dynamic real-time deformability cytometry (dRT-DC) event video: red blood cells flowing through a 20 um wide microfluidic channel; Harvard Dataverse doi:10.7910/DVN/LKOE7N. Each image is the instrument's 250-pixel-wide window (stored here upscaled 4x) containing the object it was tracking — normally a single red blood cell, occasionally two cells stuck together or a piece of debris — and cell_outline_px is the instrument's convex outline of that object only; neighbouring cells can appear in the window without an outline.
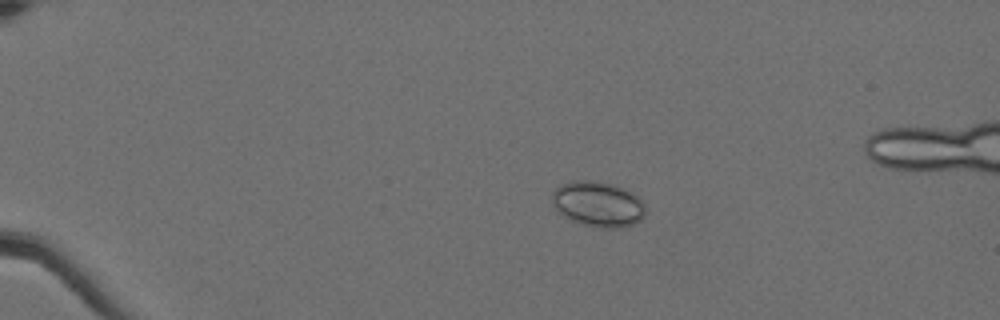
{"species": "Egyptian fruit bat (a non-hibernating species)", "species_latin": "Rousettus aegyptiacus", "temperature_condition": "cold", "stored_images_in_passage": 61, "camera_frame_rate_fps": 3000, "um_per_image_px": 0.085, "animal": {"sex": "female"}, "frame": {"image": 1, "passage_image": 14, "time_ms": 4.333, "image_size_px": [1000, 320], "cell_outline_px": [[644, 216], [636, 224], [620, 228], [600, 228], [580, 224], [556, 212], [552, 204], [552, 192], [560, 184], [576, 180], [588, 180], [612, 184], [624, 188], [636, 196], [644, 204]], "centroid_in_image_um": [50.79, 17.36], "position_along_channel_um": 34.2, "area_um2": 24.85}}
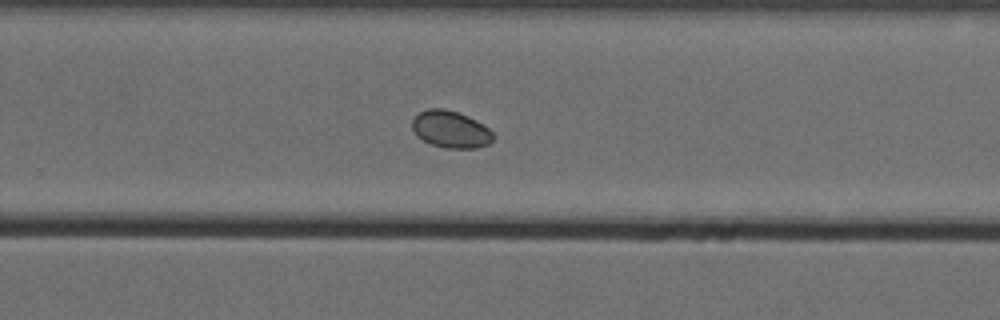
{"frame": {"image": 2, "passage_image": 42, "time_ms": 13.667, "image_size_px": [1000, 320], "cell_outline_px": [[496, 136], [488, 144], [476, 148], [444, 148], [432, 144], [416, 136], [412, 128], [412, 120], [420, 112], [428, 108], [444, 108], [460, 112], [476, 120], [488, 128]], "centroid_in_image_um": [38.31, 10.99], "position_along_channel_um": 291.5, "area_um2": 17.57}}
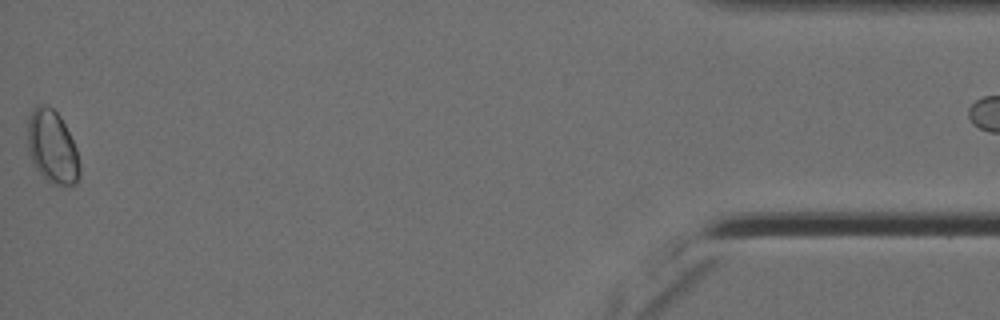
{"frame": {"image": 3, "passage_image": 60, "time_ms": 19.667, "image_size_px": [1000, 320], "cell_outline_px": [[80, 176], [76, 184], [68, 188], [52, 184], [32, 164], [28, 148], [28, 120], [32, 112], [40, 104], [44, 104], [52, 108], [60, 116], [76, 148], [80, 164]], "centroid_in_image_um": [4.47, 12.56], "position_along_channel_um": 430.7, "area_um2": 22.14}}